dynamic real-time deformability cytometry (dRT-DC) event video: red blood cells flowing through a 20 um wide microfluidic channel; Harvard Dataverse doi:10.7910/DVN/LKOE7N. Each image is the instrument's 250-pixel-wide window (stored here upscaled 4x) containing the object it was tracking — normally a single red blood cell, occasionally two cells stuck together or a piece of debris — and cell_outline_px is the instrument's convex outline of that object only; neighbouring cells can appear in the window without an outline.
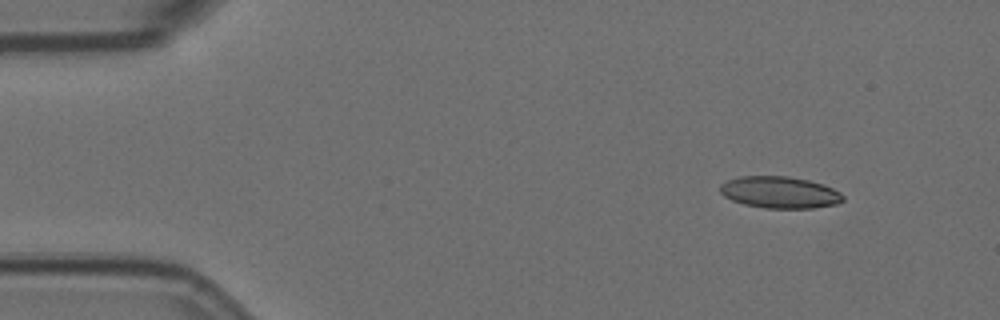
{"species": "Egyptian fruit bat (a non-hibernating species)", "species_latin": "Rousettus aegyptiacus", "temperature_condition": "room temperature", "stored_images_in_passage": 5, "camera_frame_rate_fps": 3000, "um_per_image_px": 0.085, "animal": {"sex": "female"}, "frame": {"image": 1, "passage_image": 2, "time_ms": 0.333, "image_size_px": [1000, 320], "cell_outline_px": [[844, 200], [840, 204], [812, 208], [764, 208], [744, 204], [732, 200], [724, 196], [720, 192], [720, 184], [728, 180], [740, 176], [788, 176], [808, 180], [824, 184], [840, 192], [844, 196]], "centroid_in_image_um": [66.3, 16.35], "position_along_channel_um": 18.7, "area_um2": 22.89}}
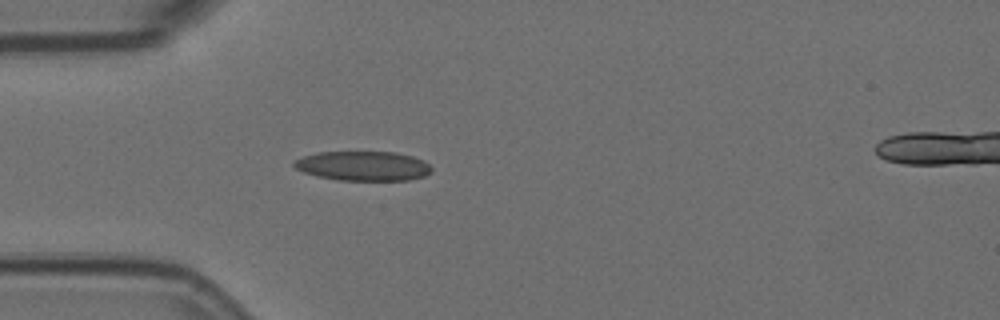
{"frame": {"image": 2, "passage_image": 5, "time_ms": 1.333, "image_size_px": [1000, 320], "cell_outline_px": [[432, 172], [424, 176], [408, 180], [336, 180], [316, 176], [304, 172], [296, 168], [292, 164], [292, 160], [316, 152], [396, 152], [412, 156], [424, 160], [432, 168]], "centroid_in_image_um": [30.85, 14.1], "position_along_channel_um": 54.1, "area_um2": 23.81}}